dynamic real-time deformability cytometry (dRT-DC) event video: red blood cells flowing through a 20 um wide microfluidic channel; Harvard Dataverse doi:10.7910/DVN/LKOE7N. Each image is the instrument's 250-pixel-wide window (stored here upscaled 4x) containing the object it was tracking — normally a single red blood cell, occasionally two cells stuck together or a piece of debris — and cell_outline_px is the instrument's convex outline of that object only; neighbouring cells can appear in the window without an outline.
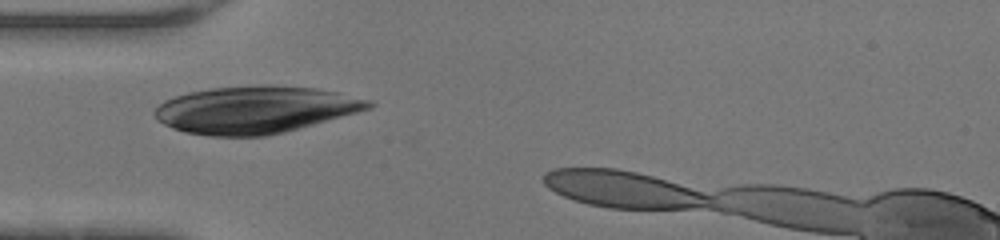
{"species": "human", "species_latin": "Homo sapiens", "temperature_condition": "warm", "stored_images_in_passage": 34, "camera_frame_rate_fps": 3000, "um_per_image_px": 0.085, "donor": {"sex": "female"}, "frame": {"image": 1, "passage_image": 10, "time_ms": 3.0, "image_size_px": [1000, 240], "cell_outline_px": [[376, 104], [372, 108], [284, 132], [264, 136], [208, 136], [184, 132], [172, 128], [156, 120], [152, 112], [164, 100], [188, 92], [212, 88], [268, 84], [316, 88], [336, 92], [372, 100]], "centroid_in_image_um": [21.68, 9.32], "position_along_channel_um": 63.3, "area_um2": 58.96}}
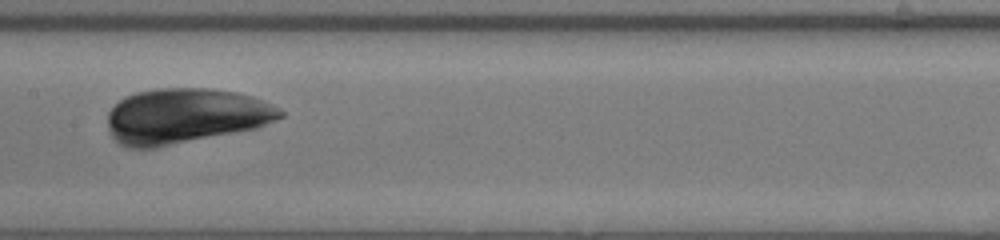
{"frame": {"image": 2, "passage_image": 19, "time_ms": 6.0, "image_size_px": [1000, 240], "cell_outline_px": [[284, 116], [256, 128], [156, 148], [128, 148], [120, 144], [112, 136], [108, 128], [108, 112], [124, 96], [136, 92], [156, 88], [208, 88], [236, 92], [252, 96], [264, 100], [280, 108], [284, 112]], "centroid_in_image_um": [15.75, 9.85], "position_along_channel_um": 191.7, "area_um2": 55.66}}
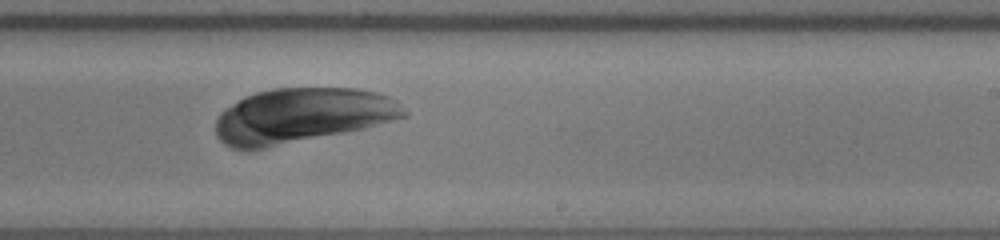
{"frame": {"image": 3, "passage_image": 24, "time_ms": 7.667, "image_size_px": [1000, 240], "cell_outline_px": [[408, 116], [364, 128], [264, 148], [232, 148], [224, 144], [216, 136], [216, 120], [220, 112], [244, 96], [256, 92], [272, 88], [356, 88], [376, 92], [388, 96], [396, 100], [408, 112]], "centroid_in_image_um": [25.67, 9.8], "position_along_channel_um": 263.3, "area_um2": 59.88}}